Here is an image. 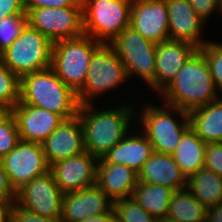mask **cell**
I'll use <instances>...</instances> for the list:
<instances>
[{
	"instance_id": "30bf717a",
	"label": "cell",
	"mask_w": 222,
	"mask_h": 222,
	"mask_svg": "<svg viewBox=\"0 0 222 222\" xmlns=\"http://www.w3.org/2000/svg\"><path fill=\"white\" fill-rule=\"evenodd\" d=\"M27 23L52 43L84 34L83 6L34 8L27 13Z\"/></svg>"
},
{
	"instance_id": "277c9868",
	"label": "cell",
	"mask_w": 222,
	"mask_h": 222,
	"mask_svg": "<svg viewBox=\"0 0 222 222\" xmlns=\"http://www.w3.org/2000/svg\"><path fill=\"white\" fill-rule=\"evenodd\" d=\"M140 107L144 108L139 109V113L136 111L135 115L139 117V130L144 132L155 152L172 154L179 145L183 133L190 127L188 112L164 102L162 107L152 104ZM173 114L179 115V119Z\"/></svg>"
},
{
	"instance_id": "4dcf8cb0",
	"label": "cell",
	"mask_w": 222,
	"mask_h": 222,
	"mask_svg": "<svg viewBox=\"0 0 222 222\" xmlns=\"http://www.w3.org/2000/svg\"><path fill=\"white\" fill-rule=\"evenodd\" d=\"M27 24V14H15L0 20V54L21 34Z\"/></svg>"
},
{
	"instance_id": "3957f363",
	"label": "cell",
	"mask_w": 222,
	"mask_h": 222,
	"mask_svg": "<svg viewBox=\"0 0 222 222\" xmlns=\"http://www.w3.org/2000/svg\"><path fill=\"white\" fill-rule=\"evenodd\" d=\"M20 103L46 109L64 120L78 115L80 107L77 94L51 67L20 79Z\"/></svg>"
},
{
	"instance_id": "5bb4252c",
	"label": "cell",
	"mask_w": 222,
	"mask_h": 222,
	"mask_svg": "<svg viewBox=\"0 0 222 222\" xmlns=\"http://www.w3.org/2000/svg\"><path fill=\"white\" fill-rule=\"evenodd\" d=\"M130 27L155 44L170 40L166 0H132Z\"/></svg>"
},
{
	"instance_id": "f35d334b",
	"label": "cell",
	"mask_w": 222,
	"mask_h": 222,
	"mask_svg": "<svg viewBox=\"0 0 222 222\" xmlns=\"http://www.w3.org/2000/svg\"><path fill=\"white\" fill-rule=\"evenodd\" d=\"M206 222H222V203L206 209Z\"/></svg>"
},
{
	"instance_id": "e0dca14e",
	"label": "cell",
	"mask_w": 222,
	"mask_h": 222,
	"mask_svg": "<svg viewBox=\"0 0 222 222\" xmlns=\"http://www.w3.org/2000/svg\"><path fill=\"white\" fill-rule=\"evenodd\" d=\"M113 201L97 186L63 195L61 222H81L85 218L107 213Z\"/></svg>"
},
{
	"instance_id": "6da1fadb",
	"label": "cell",
	"mask_w": 222,
	"mask_h": 222,
	"mask_svg": "<svg viewBox=\"0 0 222 222\" xmlns=\"http://www.w3.org/2000/svg\"><path fill=\"white\" fill-rule=\"evenodd\" d=\"M94 105L81 104L78 116L83 128L85 150L100 159L130 132L129 129L132 130L130 123H134L136 110L134 105L124 103L106 110H98Z\"/></svg>"
},
{
	"instance_id": "603a6c76",
	"label": "cell",
	"mask_w": 222,
	"mask_h": 222,
	"mask_svg": "<svg viewBox=\"0 0 222 222\" xmlns=\"http://www.w3.org/2000/svg\"><path fill=\"white\" fill-rule=\"evenodd\" d=\"M190 128L205 143L222 142V98L188 112Z\"/></svg>"
},
{
	"instance_id": "52a82bcc",
	"label": "cell",
	"mask_w": 222,
	"mask_h": 222,
	"mask_svg": "<svg viewBox=\"0 0 222 222\" xmlns=\"http://www.w3.org/2000/svg\"><path fill=\"white\" fill-rule=\"evenodd\" d=\"M53 43L28 23L16 40L0 54L3 63L19 79L51 67Z\"/></svg>"
},
{
	"instance_id": "ac0fdd59",
	"label": "cell",
	"mask_w": 222,
	"mask_h": 222,
	"mask_svg": "<svg viewBox=\"0 0 222 222\" xmlns=\"http://www.w3.org/2000/svg\"><path fill=\"white\" fill-rule=\"evenodd\" d=\"M166 4L170 40L188 42L198 49L208 42L200 37L205 21L188 0H166Z\"/></svg>"
},
{
	"instance_id": "5b68a950",
	"label": "cell",
	"mask_w": 222,
	"mask_h": 222,
	"mask_svg": "<svg viewBox=\"0 0 222 222\" xmlns=\"http://www.w3.org/2000/svg\"><path fill=\"white\" fill-rule=\"evenodd\" d=\"M101 45L86 34L54 42L51 68L77 94L84 86L91 57Z\"/></svg>"
},
{
	"instance_id": "836d02e7",
	"label": "cell",
	"mask_w": 222,
	"mask_h": 222,
	"mask_svg": "<svg viewBox=\"0 0 222 222\" xmlns=\"http://www.w3.org/2000/svg\"><path fill=\"white\" fill-rule=\"evenodd\" d=\"M8 219L10 222H61L58 218L42 217L38 214L29 212L15 203L9 206Z\"/></svg>"
},
{
	"instance_id": "60d3db41",
	"label": "cell",
	"mask_w": 222,
	"mask_h": 222,
	"mask_svg": "<svg viewBox=\"0 0 222 222\" xmlns=\"http://www.w3.org/2000/svg\"><path fill=\"white\" fill-rule=\"evenodd\" d=\"M9 205L0 201V222H4L8 218Z\"/></svg>"
},
{
	"instance_id": "e575fe53",
	"label": "cell",
	"mask_w": 222,
	"mask_h": 222,
	"mask_svg": "<svg viewBox=\"0 0 222 222\" xmlns=\"http://www.w3.org/2000/svg\"><path fill=\"white\" fill-rule=\"evenodd\" d=\"M198 16L205 21L214 11L222 12V0H188ZM217 9V10H216Z\"/></svg>"
},
{
	"instance_id": "d6a6232c",
	"label": "cell",
	"mask_w": 222,
	"mask_h": 222,
	"mask_svg": "<svg viewBox=\"0 0 222 222\" xmlns=\"http://www.w3.org/2000/svg\"><path fill=\"white\" fill-rule=\"evenodd\" d=\"M204 168L222 177V142L206 144Z\"/></svg>"
},
{
	"instance_id": "484cf974",
	"label": "cell",
	"mask_w": 222,
	"mask_h": 222,
	"mask_svg": "<svg viewBox=\"0 0 222 222\" xmlns=\"http://www.w3.org/2000/svg\"><path fill=\"white\" fill-rule=\"evenodd\" d=\"M186 189L206 208L222 203V177L206 168L187 178Z\"/></svg>"
},
{
	"instance_id": "83f0119b",
	"label": "cell",
	"mask_w": 222,
	"mask_h": 222,
	"mask_svg": "<svg viewBox=\"0 0 222 222\" xmlns=\"http://www.w3.org/2000/svg\"><path fill=\"white\" fill-rule=\"evenodd\" d=\"M20 102V79L0 58V112H10Z\"/></svg>"
},
{
	"instance_id": "4fadbf2b",
	"label": "cell",
	"mask_w": 222,
	"mask_h": 222,
	"mask_svg": "<svg viewBox=\"0 0 222 222\" xmlns=\"http://www.w3.org/2000/svg\"><path fill=\"white\" fill-rule=\"evenodd\" d=\"M98 158L84 151L50 165L55 183L63 194L96 185Z\"/></svg>"
},
{
	"instance_id": "7a4b0ae2",
	"label": "cell",
	"mask_w": 222,
	"mask_h": 222,
	"mask_svg": "<svg viewBox=\"0 0 222 222\" xmlns=\"http://www.w3.org/2000/svg\"><path fill=\"white\" fill-rule=\"evenodd\" d=\"M162 102L190 112L221 98L203 53L197 49L159 94Z\"/></svg>"
},
{
	"instance_id": "1f68e13d",
	"label": "cell",
	"mask_w": 222,
	"mask_h": 222,
	"mask_svg": "<svg viewBox=\"0 0 222 222\" xmlns=\"http://www.w3.org/2000/svg\"><path fill=\"white\" fill-rule=\"evenodd\" d=\"M199 50L203 53L220 97L222 92V43L208 41Z\"/></svg>"
},
{
	"instance_id": "cb8c5ba5",
	"label": "cell",
	"mask_w": 222,
	"mask_h": 222,
	"mask_svg": "<svg viewBox=\"0 0 222 222\" xmlns=\"http://www.w3.org/2000/svg\"><path fill=\"white\" fill-rule=\"evenodd\" d=\"M206 144L189 127L182 135L179 145L172 153L181 172L188 178L204 168Z\"/></svg>"
},
{
	"instance_id": "b9f144b4",
	"label": "cell",
	"mask_w": 222,
	"mask_h": 222,
	"mask_svg": "<svg viewBox=\"0 0 222 222\" xmlns=\"http://www.w3.org/2000/svg\"><path fill=\"white\" fill-rule=\"evenodd\" d=\"M159 222H176V221H171V220H169V219H164V220H161V221H159Z\"/></svg>"
},
{
	"instance_id": "7402d4cb",
	"label": "cell",
	"mask_w": 222,
	"mask_h": 222,
	"mask_svg": "<svg viewBox=\"0 0 222 222\" xmlns=\"http://www.w3.org/2000/svg\"><path fill=\"white\" fill-rule=\"evenodd\" d=\"M139 174L123 164L97 163L96 185L114 202L131 197Z\"/></svg>"
},
{
	"instance_id": "d4e9b609",
	"label": "cell",
	"mask_w": 222,
	"mask_h": 222,
	"mask_svg": "<svg viewBox=\"0 0 222 222\" xmlns=\"http://www.w3.org/2000/svg\"><path fill=\"white\" fill-rule=\"evenodd\" d=\"M173 193L174 191L168 187L138 181L131 197L149 214L161 221L166 219Z\"/></svg>"
},
{
	"instance_id": "9a60e30c",
	"label": "cell",
	"mask_w": 222,
	"mask_h": 222,
	"mask_svg": "<svg viewBox=\"0 0 222 222\" xmlns=\"http://www.w3.org/2000/svg\"><path fill=\"white\" fill-rule=\"evenodd\" d=\"M41 145L49 166L86 151L79 116L63 120Z\"/></svg>"
},
{
	"instance_id": "7c38bea8",
	"label": "cell",
	"mask_w": 222,
	"mask_h": 222,
	"mask_svg": "<svg viewBox=\"0 0 222 222\" xmlns=\"http://www.w3.org/2000/svg\"><path fill=\"white\" fill-rule=\"evenodd\" d=\"M1 161L15 192L50 168L40 143L20 141Z\"/></svg>"
},
{
	"instance_id": "2e32d148",
	"label": "cell",
	"mask_w": 222,
	"mask_h": 222,
	"mask_svg": "<svg viewBox=\"0 0 222 222\" xmlns=\"http://www.w3.org/2000/svg\"><path fill=\"white\" fill-rule=\"evenodd\" d=\"M10 112L15 117L20 140L24 142L41 144L64 120L46 109L20 102Z\"/></svg>"
},
{
	"instance_id": "74e56055",
	"label": "cell",
	"mask_w": 222,
	"mask_h": 222,
	"mask_svg": "<svg viewBox=\"0 0 222 222\" xmlns=\"http://www.w3.org/2000/svg\"><path fill=\"white\" fill-rule=\"evenodd\" d=\"M15 14H26L24 0H0V20Z\"/></svg>"
},
{
	"instance_id": "ba28073f",
	"label": "cell",
	"mask_w": 222,
	"mask_h": 222,
	"mask_svg": "<svg viewBox=\"0 0 222 222\" xmlns=\"http://www.w3.org/2000/svg\"><path fill=\"white\" fill-rule=\"evenodd\" d=\"M123 63L109 44H102L92 55L83 88L77 93L81 104L94 103L95 97L128 81Z\"/></svg>"
},
{
	"instance_id": "9c48e42d",
	"label": "cell",
	"mask_w": 222,
	"mask_h": 222,
	"mask_svg": "<svg viewBox=\"0 0 222 222\" xmlns=\"http://www.w3.org/2000/svg\"><path fill=\"white\" fill-rule=\"evenodd\" d=\"M109 45L123 63L128 78L138 76L155 93L157 44L146 40L140 33L128 26Z\"/></svg>"
},
{
	"instance_id": "d6986e66",
	"label": "cell",
	"mask_w": 222,
	"mask_h": 222,
	"mask_svg": "<svg viewBox=\"0 0 222 222\" xmlns=\"http://www.w3.org/2000/svg\"><path fill=\"white\" fill-rule=\"evenodd\" d=\"M198 48L191 43L168 40L156 46L155 92L158 95L176 78Z\"/></svg>"
},
{
	"instance_id": "4316f807",
	"label": "cell",
	"mask_w": 222,
	"mask_h": 222,
	"mask_svg": "<svg viewBox=\"0 0 222 222\" xmlns=\"http://www.w3.org/2000/svg\"><path fill=\"white\" fill-rule=\"evenodd\" d=\"M206 209L185 188L172 194L166 219L176 222H206Z\"/></svg>"
},
{
	"instance_id": "f546056e",
	"label": "cell",
	"mask_w": 222,
	"mask_h": 222,
	"mask_svg": "<svg viewBox=\"0 0 222 222\" xmlns=\"http://www.w3.org/2000/svg\"><path fill=\"white\" fill-rule=\"evenodd\" d=\"M15 117L11 112H0V159L20 142Z\"/></svg>"
},
{
	"instance_id": "44dd1931",
	"label": "cell",
	"mask_w": 222,
	"mask_h": 222,
	"mask_svg": "<svg viewBox=\"0 0 222 222\" xmlns=\"http://www.w3.org/2000/svg\"><path fill=\"white\" fill-rule=\"evenodd\" d=\"M138 174L139 182L161 185L173 191L186 188L187 178L174 161L172 154L154 152Z\"/></svg>"
},
{
	"instance_id": "8992f818",
	"label": "cell",
	"mask_w": 222,
	"mask_h": 222,
	"mask_svg": "<svg viewBox=\"0 0 222 222\" xmlns=\"http://www.w3.org/2000/svg\"><path fill=\"white\" fill-rule=\"evenodd\" d=\"M83 30L95 41L110 44L130 26L132 0H82Z\"/></svg>"
},
{
	"instance_id": "f1b7e54d",
	"label": "cell",
	"mask_w": 222,
	"mask_h": 222,
	"mask_svg": "<svg viewBox=\"0 0 222 222\" xmlns=\"http://www.w3.org/2000/svg\"><path fill=\"white\" fill-rule=\"evenodd\" d=\"M117 222H159L142 208L132 197L113 202Z\"/></svg>"
},
{
	"instance_id": "8fae6325",
	"label": "cell",
	"mask_w": 222,
	"mask_h": 222,
	"mask_svg": "<svg viewBox=\"0 0 222 222\" xmlns=\"http://www.w3.org/2000/svg\"><path fill=\"white\" fill-rule=\"evenodd\" d=\"M63 195L48 171L17 190L15 204L42 217L61 219Z\"/></svg>"
},
{
	"instance_id": "8d00e7d4",
	"label": "cell",
	"mask_w": 222,
	"mask_h": 222,
	"mask_svg": "<svg viewBox=\"0 0 222 222\" xmlns=\"http://www.w3.org/2000/svg\"><path fill=\"white\" fill-rule=\"evenodd\" d=\"M16 192L11 187L0 159V201L11 206L15 203Z\"/></svg>"
},
{
	"instance_id": "ffe728a7",
	"label": "cell",
	"mask_w": 222,
	"mask_h": 222,
	"mask_svg": "<svg viewBox=\"0 0 222 222\" xmlns=\"http://www.w3.org/2000/svg\"><path fill=\"white\" fill-rule=\"evenodd\" d=\"M130 132L103 155L98 162L123 164L139 173L143 169L145 162L155 151L143 132Z\"/></svg>"
},
{
	"instance_id": "ab89813d",
	"label": "cell",
	"mask_w": 222,
	"mask_h": 222,
	"mask_svg": "<svg viewBox=\"0 0 222 222\" xmlns=\"http://www.w3.org/2000/svg\"><path fill=\"white\" fill-rule=\"evenodd\" d=\"M81 222H117L114 208L112 207L107 213L85 218Z\"/></svg>"
},
{
	"instance_id": "d590c367",
	"label": "cell",
	"mask_w": 222,
	"mask_h": 222,
	"mask_svg": "<svg viewBox=\"0 0 222 222\" xmlns=\"http://www.w3.org/2000/svg\"><path fill=\"white\" fill-rule=\"evenodd\" d=\"M67 6H83L82 0H24L26 14L34 8H61Z\"/></svg>"
}]
</instances>
